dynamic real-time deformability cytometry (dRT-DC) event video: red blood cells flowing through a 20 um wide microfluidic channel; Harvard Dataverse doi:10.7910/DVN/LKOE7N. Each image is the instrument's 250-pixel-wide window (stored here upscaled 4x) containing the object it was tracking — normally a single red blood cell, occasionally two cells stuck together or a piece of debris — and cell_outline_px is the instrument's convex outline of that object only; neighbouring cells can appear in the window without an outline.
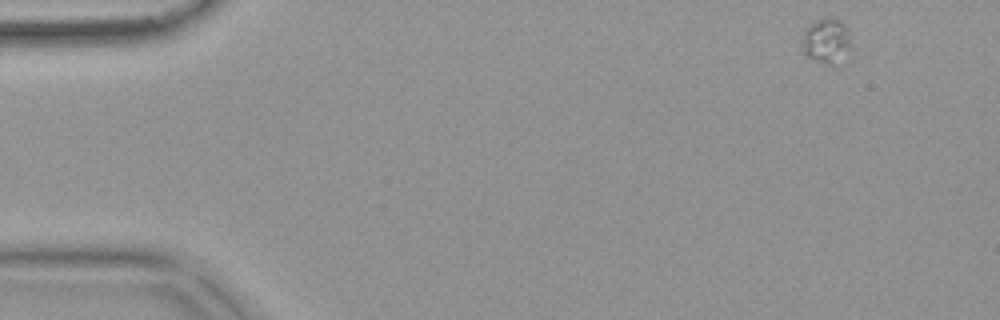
{"species": "common noctule bat (a hibernating species)", "species_latin": "Nyctalus noctula", "temperature_condition": "warm", "stored_images_in_passage": 52, "camera_frame_rate_fps": 3000, "um_per_image_px": 0.085, "animal": {"sex": "female", "body_mass_g": 18.4}, "frame": {"image": 1, "passage_image": 1, "time_ms": 0.0, "image_size_px": [1000, 320], "cell_outline_px": [[852, 36], [848, 44], [832, 68], [808, 56], [804, 52], [804, 28], [808, 24], [824, 16], [832, 16], [840, 20], [844, 24]], "centroid_in_image_um": [70.22, 3.39], "position_along_channel_um": 14.8, "area_um2": 12.54}}